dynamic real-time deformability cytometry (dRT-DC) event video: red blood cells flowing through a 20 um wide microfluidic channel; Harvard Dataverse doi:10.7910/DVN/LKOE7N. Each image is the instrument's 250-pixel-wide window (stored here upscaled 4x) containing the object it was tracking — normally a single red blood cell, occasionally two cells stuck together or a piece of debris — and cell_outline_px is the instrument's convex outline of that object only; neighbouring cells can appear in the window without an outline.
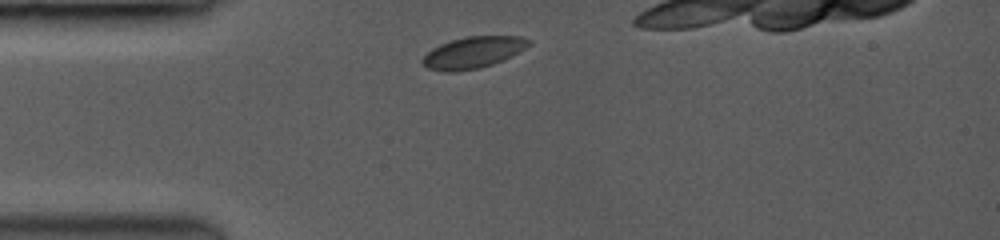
{"species": "common noctule bat (a hibernating species)", "species_latin": "Nyctalus noctula", "temperature_condition": "room temperature", "stored_images_in_passage": 17, "camera_frame_rate_fps": 3500, "um_per_image_px": 0.085, "animal": {"sex": "female", "body_mass_g": 19.0, "forearm_length_mm": 53.3}, "frame": {"image": 1, "passage_image": 1, "time_ms": 0.0, "image_size_px": [1000, 240], "cell_outline_px": [[532, 40], [524, 48], [492, 64], [476, 68], [444, 72], [428, 68], [420, 60], [432, 48], [440, 44], [464, 36], [520, 36]], "centroid_in_image_um": [40.16, 4.44], "position_along_channel_um": 44.8, "area_um2": 18.96}}
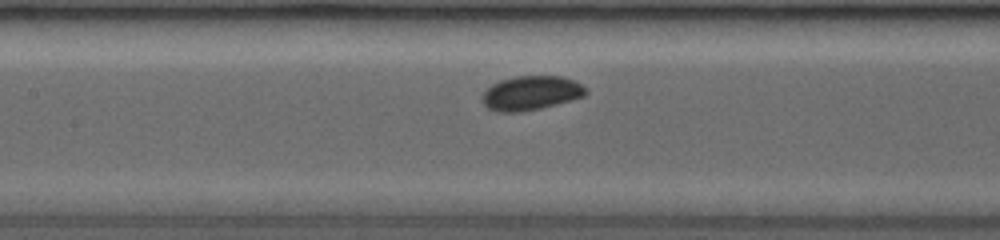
{"frame": {"image": 2, "passage_image": 9, "time_ms": 3.429, "image_size_px": [1000, 240], "cell_outline_px": [[588, 92], [584, 96], [540, 108], [516, 112], [500, 112], [488, 108], [484, 104], [484, 92], [492, 84], [500, 80], [516, 76], [560, 76], [572, 80], [580, 84]], "centroid_in_image_um": [45.12, 7.9], "position_along_channel_um": 162.3, "area_um2": 20.17}}
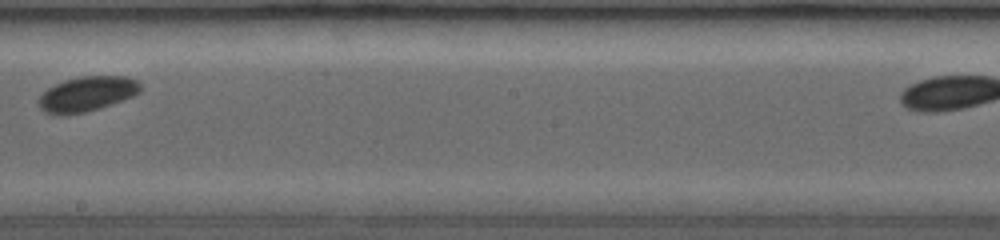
{"frame": {"image": 3, "passage_image": 14, "time_ms": 5.429, "image_size_px": [1000, 240], "cell_outline_px": [[140, 92], [132, 96], [84, 112], [60, 116], [44, 112], [40, 104], [40, 96], [48, 88], [64, 80], [80, 76], [128, 76], [136, 80], [140, 84]], "centroid_in_image_um": [7.38, 7.97], "position_along_channel_um": 240.8, "area_um2": 20.29}}